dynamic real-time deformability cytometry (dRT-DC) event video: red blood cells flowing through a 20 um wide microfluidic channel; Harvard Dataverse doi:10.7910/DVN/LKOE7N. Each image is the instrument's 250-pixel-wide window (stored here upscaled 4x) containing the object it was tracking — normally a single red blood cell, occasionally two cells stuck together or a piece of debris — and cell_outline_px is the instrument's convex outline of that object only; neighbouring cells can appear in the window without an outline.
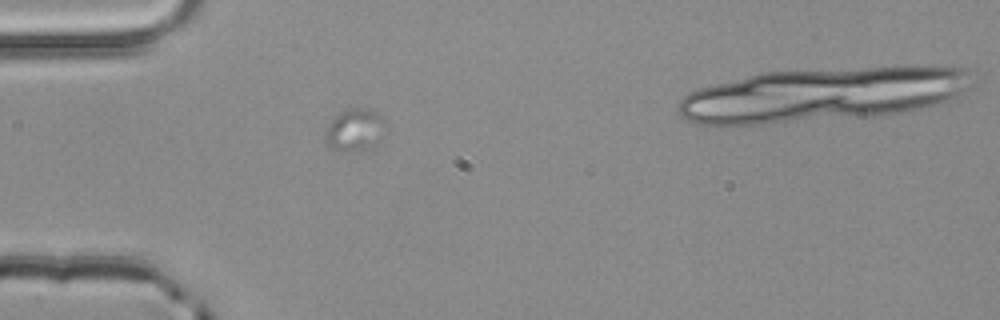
{"species": "common noctule bat (a hibernating species)", "species_latin": "Nyctalus noctula", "temperature_condition": "room temperature", "stored_images_in_passage": 4, "camera_frame_rate_fps": 3000, "um_per_image_px": 0.085, "animal": {"sex": "male", "body_mass_g": 20.4}, "frame": {"image": 1, "passage_image": 3, "time_ms": 0.667, "image_size_px": [1000, 320], "cell_outline_px": [[384, 120], [368, 148], [352, 152], [336, 152], [328, 148], [324, 140], [324, 132], [332, 120], [340, 112], [348, 108], [372, 108], [384, 116]], "centroid_in_image_um": [30.01, 11.03], "position_along_channel_um": 55.0, "area_um2": 14.45}}